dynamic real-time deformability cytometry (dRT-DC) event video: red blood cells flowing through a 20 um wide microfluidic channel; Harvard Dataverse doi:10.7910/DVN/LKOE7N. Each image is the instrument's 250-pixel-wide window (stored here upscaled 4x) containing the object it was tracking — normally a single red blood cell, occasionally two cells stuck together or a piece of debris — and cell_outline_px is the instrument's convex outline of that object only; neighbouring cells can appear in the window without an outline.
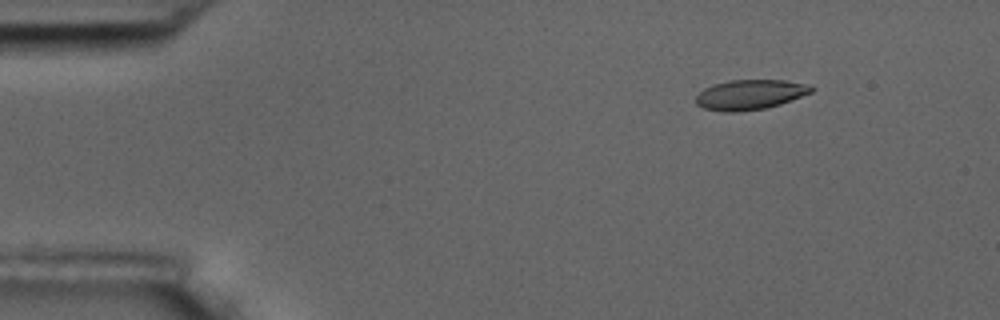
{"species": "common noctule bat (a hibernating species)", "species_latin": "Nyctalus noctula", "temperature_condition": "room temperature", "stored_images_in_passage": 7, "camera_frame_rate_fps": 3000, "um_per_image_px": 0.085, "animal": {"sex": "male", "body_mass_g": 17.5, "forearm_length_mm": 52.3}, "frame": {"image": 1, "passage_image": 3, "time_ms": 2.333, "image_size_px": [1000, 320], "cell_outline_px": [[816, 88], [812, 92], [780, 104], [764, 108], [736, 112], [724, 112], [704, 108], [696, 104], [696, 96], [704, 88], [728, 80], [784, 80], [808, 84]], "centroid_in_image_um": [63.76, 8.04], "position_along_channel_um": 21.2, "area_um2": 20.06}}
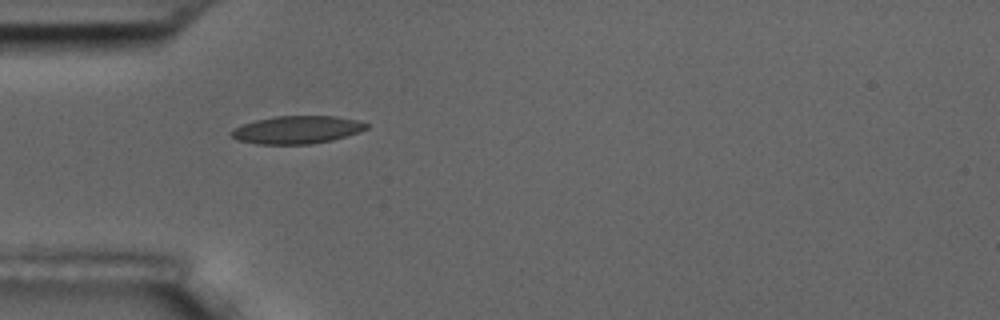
{"frame": {"image": 2, "passage_image": 6, "time_ms": 5.667, "image_size_px": [1000, 320], "cell_outline_px": [[368, 128], [360, 132], [332, 140], [312, 144], [256, 144], [236, 140], [228, 132], [232, 128], [256, 120], [276, 116], [336, 116], [356, 120], [368, 124]], "centroid_in_image_um": [25.22, 11.04], "position_along_channel_um": 59.8, "area_um2": 21.96}}